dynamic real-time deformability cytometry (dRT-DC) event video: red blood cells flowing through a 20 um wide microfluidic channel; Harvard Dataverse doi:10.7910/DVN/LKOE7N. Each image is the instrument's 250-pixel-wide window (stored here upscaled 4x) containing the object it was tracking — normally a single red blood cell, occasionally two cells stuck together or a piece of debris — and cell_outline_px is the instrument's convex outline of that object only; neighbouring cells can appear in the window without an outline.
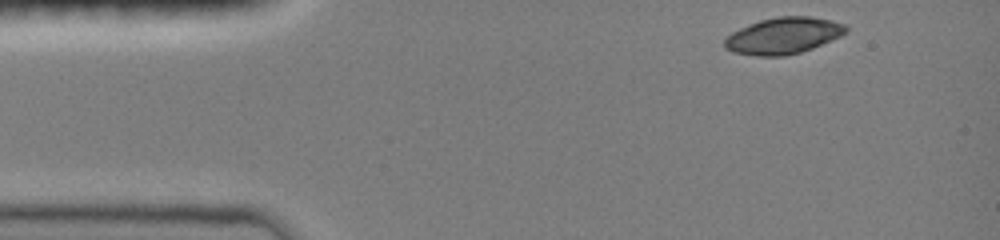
{"species": "common noctule bat (a hibernating species)", "species_latin": "Nyctalus noctula", "temperature_condition": "room temperature", "stored_images_in_passage": 39, "camera_frame_rate_fps": 3000, "um_per_image_px": 0.085, "animal": {"sex": "female", "body_mass_g": 19.0, "forearm_length_mm": 51.5}, "frame": {"image": 1, "passage_image": 1, "time_ms": 0.0, "image_size_px": [1000, 240], "cell_outline_px": [[848, 32], [840, 36], [812, 48], [800, 52], [784, 56], [756, 56], [732, 52], [724, 48], [724, 40], [732, 32], [748, 24], [760, 20], [780, 16], [812, 16], [832, 20], [844, 24], [848, 28]], "centroid_in_image_um": [66.58, 3.03], "position_along_channel_um": 18.4, "area_um2": 25.84}}
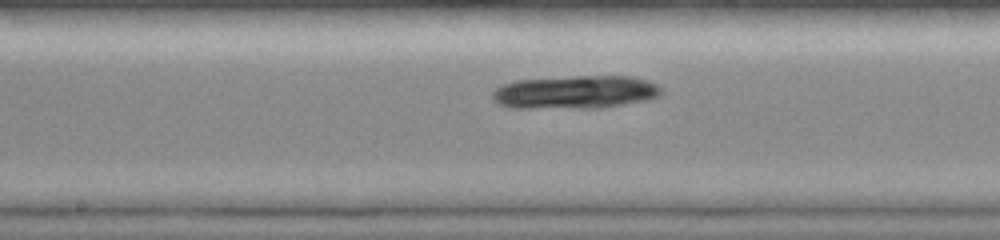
{"frame": {"image": 2, "passage_image": 21, "time_ms": 6.333, "image_size_px": [1000, 240], "cell_outline_px": [[664, 92], [660, 96], [648, 100], [600, 108], [512, 108], [500, 104], [492, 100], [492, 92], [496, 88], [504, 84], [516, 80], [576, 76], [632, 76], [648, 80], [656, 84]], "centroid_in_image_um": [48.92, 7.83], "position_along_channel_um": 199.3, "area_um2": 32.95}}
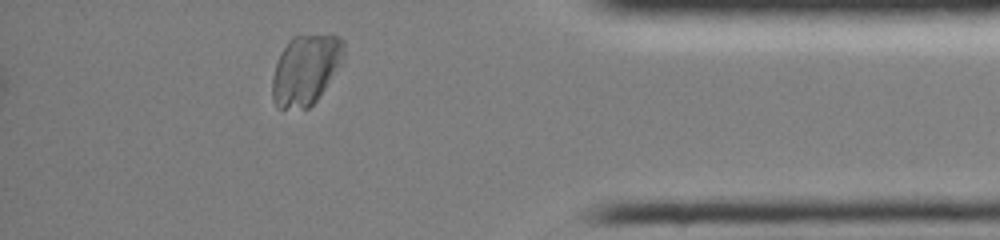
{"frame": {"image": 3, "passage_image": 39, "time_ms": 12.0, "image_size_px": [1000, 240], "cell_outline_px": [[344, 60], [316, 100], [308, 108], [276, 108], [272, 96], [272, 76], [280, 52], [288, 40], [292, 36], [328, 32], [340, 36], [344, 40]], "centroid_in_image_um": [26.0, 5.85], "position_along_channel_um": 409.2, "area_um2": 29.77}}